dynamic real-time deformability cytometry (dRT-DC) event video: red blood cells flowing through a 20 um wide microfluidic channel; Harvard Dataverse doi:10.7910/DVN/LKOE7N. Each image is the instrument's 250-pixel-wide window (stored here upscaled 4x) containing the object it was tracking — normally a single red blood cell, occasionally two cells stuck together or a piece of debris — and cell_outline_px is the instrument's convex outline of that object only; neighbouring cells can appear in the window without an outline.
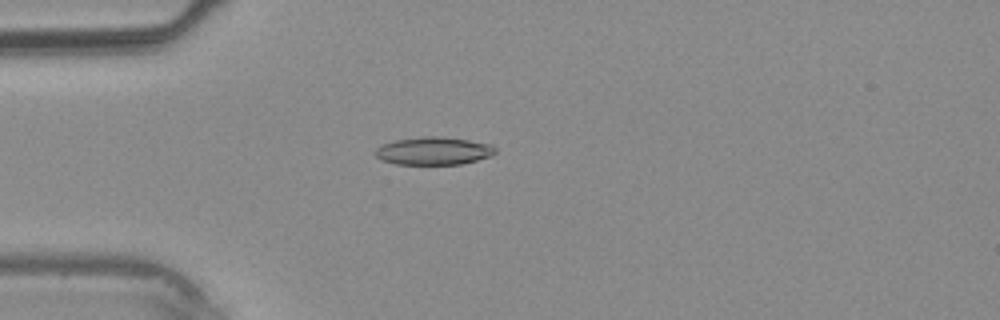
{"species": "common noctule bat (a hibernating species)", "species_latin": "Nyctalus noctula", "temperature_condition": "warm", "stored_images_in_passage": 35, "camera_frame_rate_fps": 3000, "um_per_image_px": 0.085, "animal": {"sex": "male", "body_mass_g": 20.4}, "frame": {"image": 1, "passage_image": 7, "time_ms": 2.0, "image_size_px": [1000, 320], "cell_outline_px": [[496, 152], [492, 156], [460, 164], [396, 164], [384, 160], [376, 156], [376, 148], [380, 144], [396, 140], [424, 136], [440, 136], [468, 140], [492, 144], [496, 148]], "centroid_in_image_um": [36.88, 12.82], "position_along_channel_um": 48.1, "area_um2": 19.42}}
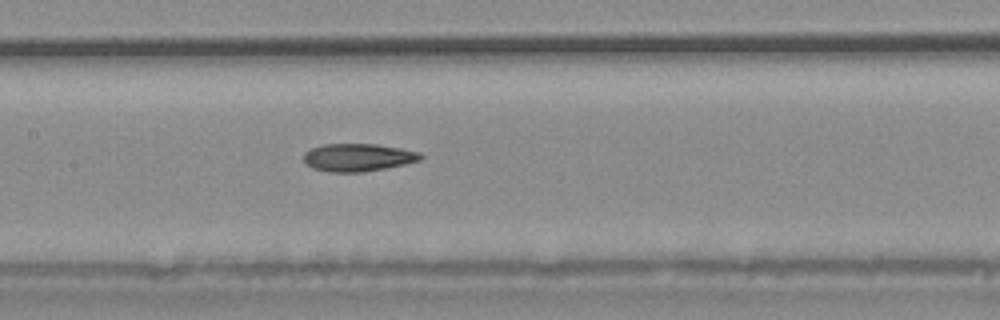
{"frame": {"image": 2, "passage_image": 15, "time_ms": 4.667, "image_size_px": [1000, 320], "cell_outline_px": [[424, 156], [420, 160], [404, 164], [364, 172], [328, 172], [312, 168], [304, 164], [304, 152], [312, 148], [324, 144], [376, 144], [400, 148], [420, 152]], "centroid_in_image_um": [30.4, 13.38], "position_along_channel_um": 177.0, "area_um2": 18.96}}
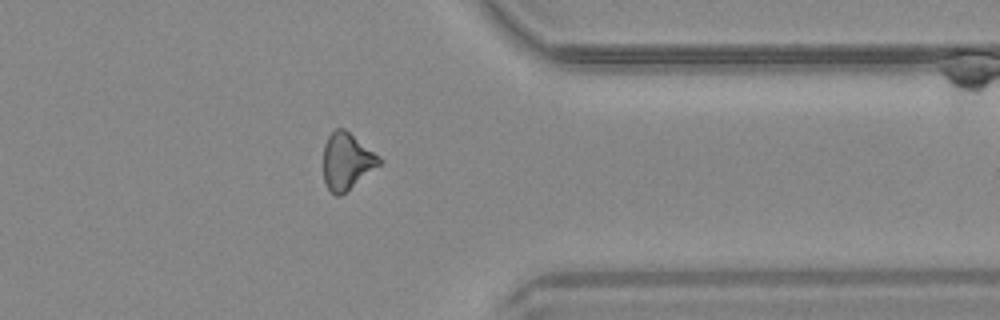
{"frame": {"image": 3, "passage_image": 27, "time_ms": 8.667, "image_size_px": [1000, 320], "cell_outline_px": [[384, 160], [380, 164], [340, 196], [336, 196], [328, 188], [324, 180], [324, 144], [328, 136], [336, 128], [344, 128], [380, 156]], "centroid_in_image_um": [29.48, 13.68], "position_along_channel_um": 381.9, "area_um2": 18.21}}